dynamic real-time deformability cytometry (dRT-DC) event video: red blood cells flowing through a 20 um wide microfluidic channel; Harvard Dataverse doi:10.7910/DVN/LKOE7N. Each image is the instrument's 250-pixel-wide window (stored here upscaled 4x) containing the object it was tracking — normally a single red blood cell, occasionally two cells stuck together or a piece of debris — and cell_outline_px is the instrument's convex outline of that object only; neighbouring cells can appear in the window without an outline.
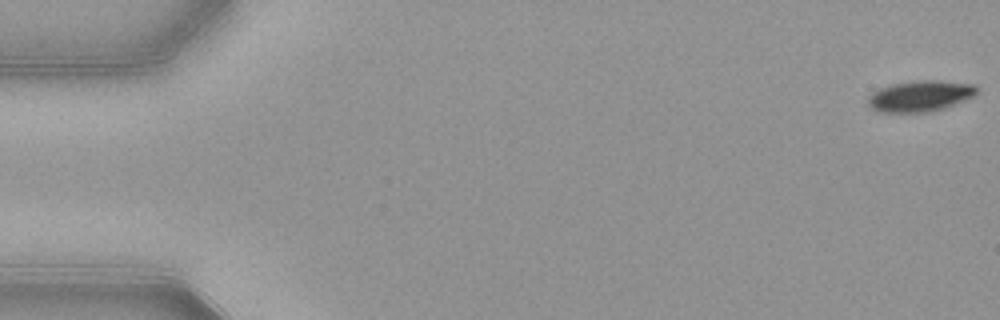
{"species": "common noctule bat (a hibernating species)", "species_latin": "Nyctalus noctula", "temperature_condition": "warm", "stored_images_in_passage": 13, "camera_frame_rate_fps": 3000, "um_per_image_px": 0.085, "animal": {"sex": "female", "body_mass_g": 21.9}, "frame": {"image": 1, "passage_image": 1, "time_ms": 0.0, "image_size_px": [1000, 320], "cell_outline_px": [[976, 92], [972, 96], [964, 100], [944, 108], [932, 112], [880, 112], [872, 108], [868, 104], [868, 96], [872, 92], [880, 88], [892, 84], [912, 80], [940, 80], [972, 84], [976, 88]], "centroid_in_image_um": [78.17, 8.16], "position_along_channel_um": 6.8, "area_um2": 19.59}}